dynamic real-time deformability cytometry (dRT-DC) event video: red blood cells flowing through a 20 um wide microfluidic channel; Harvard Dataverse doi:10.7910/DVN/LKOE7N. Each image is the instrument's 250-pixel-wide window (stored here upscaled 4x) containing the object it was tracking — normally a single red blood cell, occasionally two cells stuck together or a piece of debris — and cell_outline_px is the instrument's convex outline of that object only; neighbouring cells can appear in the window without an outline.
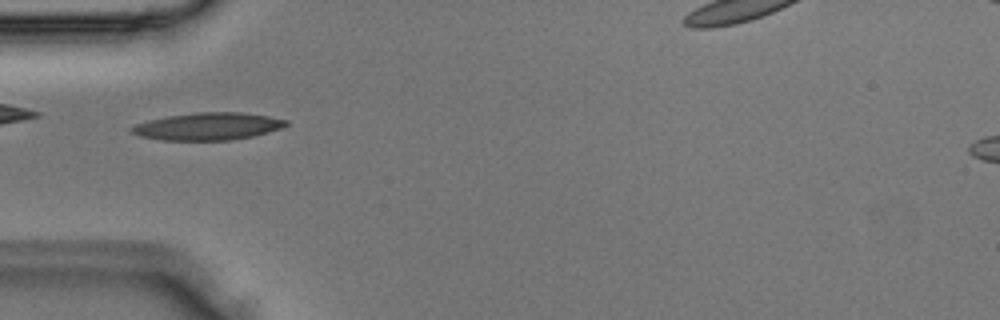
{"species": "Egyptian fruit bat (a non-hibernating species)", "species_latin": "Rousettus aegyptiacus", "temperature_condition": "room temperature", "stored_images_in_passage": 2, "camera_frame_rate_fps": 3000, "um_per_image_px": 0.085, "animal": {"sex": "male"}, "frame": {"image": 1, "passage_image": 2, "time_ms": 0.333, "image_size_px": [1000, 320], "cell_outline_px": [[288, 124], [280, 128], [252, 136], [228, 140], [160, 140], [140, 136], [132, 132], [128, 128], [136, 124], [148, 120], [168, 116], [196, 112], [240, 112], [268, 116], [288, 120]], "centroid_in_image_um": [17.64, 10.73], "position_along_channel_um": 67.4, "area_um2": 24.45}}